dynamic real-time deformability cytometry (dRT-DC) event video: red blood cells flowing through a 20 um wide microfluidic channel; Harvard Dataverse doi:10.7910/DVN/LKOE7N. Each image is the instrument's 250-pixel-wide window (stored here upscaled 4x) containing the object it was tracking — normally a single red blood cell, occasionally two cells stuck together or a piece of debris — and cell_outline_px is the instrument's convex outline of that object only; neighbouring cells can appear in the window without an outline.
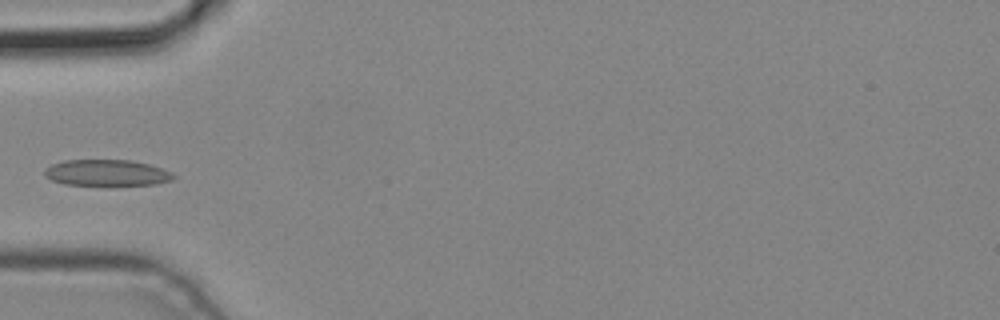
{"species": "common noctule bat (a hibernating species)", "species_latin": "Nyctalus noctula", "temperature_condition": "cold", "stored_images_in_passage": 3, "camera_frame_rate_fps": 3000, "um_per_image_px": 0.085, "animal": {"sex": "male", "body_mass_g": 19.2, "forearm_length_mm": 51.8}, "frame": {"image": 1, "passage_image": 3, "time_ms": 0.667, "image_size_px": [1000, 320], "cell_outline_px": [[176, 176], [172, 180], [156, 184], [64, 184], [52, 180], [44, 176], [44, 168], [52, 164], [64, 160], [132, 160], [148, 164], [172, 172]], "centroid_in_image_um": [9.05, 14.67], "position_along_channel_um": 75.9, "area_um2": 19.42}}